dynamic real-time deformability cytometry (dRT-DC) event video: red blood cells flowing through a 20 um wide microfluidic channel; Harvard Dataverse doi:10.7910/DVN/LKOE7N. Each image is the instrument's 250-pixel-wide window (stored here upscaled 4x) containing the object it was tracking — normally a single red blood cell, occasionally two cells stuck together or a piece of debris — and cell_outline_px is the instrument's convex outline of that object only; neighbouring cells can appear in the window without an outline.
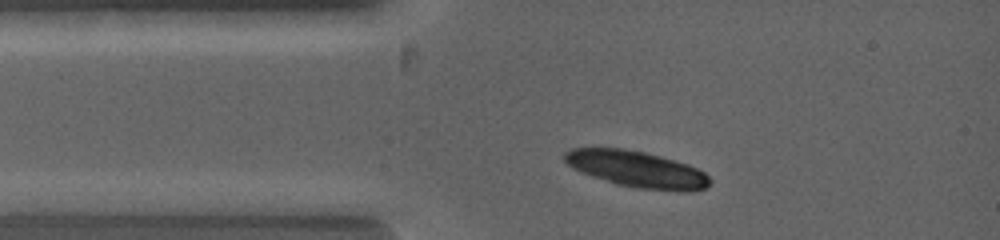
{"species": "common noctule bat (a hibernating species)", "species_latin": "Nyctalus noctula", "temperature_condition": "warm", "stored_images_in_passage": 2, "camera_frame_rate_fps": 5000, "um_per_image_px": 0.085, "animal": {"sex": "female", "body_mass_g": 19.0, "forearm_length_mm": 53.3}, "frame": {"image": 1, "passage_image": 2, "time_ms": 0.6, "image_size_px": [1000, 240], "cell_outline_px": [[712, 180], [704, 188], [688, 192], [684, 192], [636, 188], [616, 184], [580, 172], [572, 168], [564, 160], [564, 152], [572, 148], [624, 148], [644, 152], [660, 156], [688, 164], [704, 172]], "centroid_in_image_um": [54.12, 14.39], "position_along_channel_um": 30.9, "area_um2": 30.81}}